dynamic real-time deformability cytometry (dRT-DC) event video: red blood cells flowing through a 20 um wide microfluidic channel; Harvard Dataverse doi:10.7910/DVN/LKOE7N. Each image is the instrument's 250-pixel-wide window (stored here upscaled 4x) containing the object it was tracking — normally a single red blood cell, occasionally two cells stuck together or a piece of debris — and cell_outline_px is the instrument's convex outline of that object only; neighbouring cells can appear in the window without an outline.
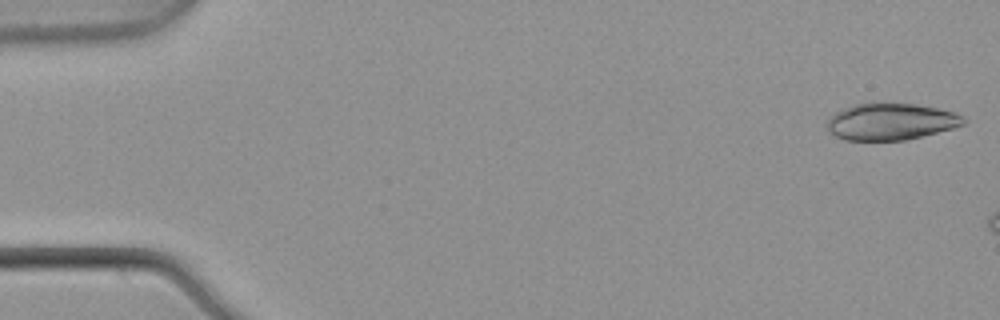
{"species": "common noctule bat (a hibernating species)", "species_latin": "Nyctalus noctula", "temperature_condition": "warm", "stored_images_in_passage": 7, "camera_frame_rate_fps": 3000, "um_per_image_px": 0.085, "animal": {"sex": "male", "body_mass_g": 21.5, "forearm_length_mm": 52.0}, "frame": {"image": 1, "passage_image": 1, "time_ms": 0.0, "image_size_px": [1000, 320], "cell_outline_px": [[968, 120], [964, 124], [952, 128], [908, 140], [844, 140], [828, 132], [828, 116], [844, 108], [864, 100], [868, 100], [916, 104], [956, 112], [964, 116]], "centroid_in_image_um": [75.7, 10.3], "position_along_channel_um": 9.3, "area_um2": 30.06}}